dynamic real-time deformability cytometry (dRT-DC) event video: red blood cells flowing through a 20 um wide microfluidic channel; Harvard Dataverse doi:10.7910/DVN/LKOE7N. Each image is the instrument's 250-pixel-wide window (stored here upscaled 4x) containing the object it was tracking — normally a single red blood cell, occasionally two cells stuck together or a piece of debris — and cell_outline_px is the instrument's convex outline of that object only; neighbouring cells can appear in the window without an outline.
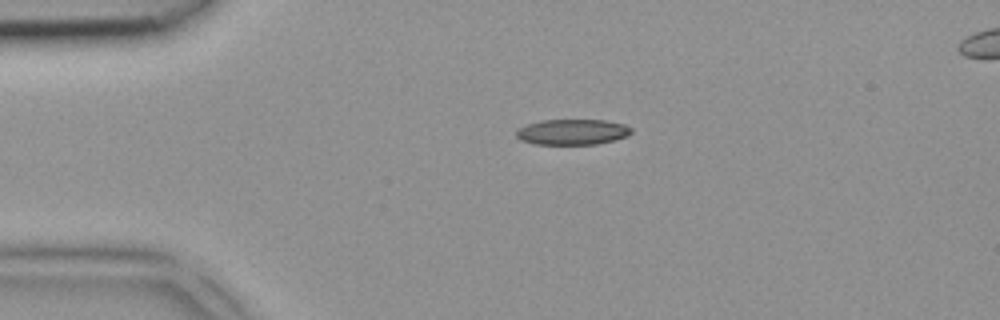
{"species": "common noctule bat (a hibernating species)", "species_latin": "Nyctalus noctula", "temperature_condition": "room temperature", "stored_images_in_passage": 4, "camera_frame_rate_fps": 3000, "um_per_image_px": 0.085, "animal": {"sex": "female", "body_mass_g": 18.4}, "frame": {"image": 1, "passage_image": 4, "time_ms": 1.0, "image_size_px": [1000, 320], "cell_outline_px": [[632, 132], [628, 136], [616, 140], [596, 144], [536, 144], [520, 140], [516, 136], [516, 128], [524, 124], [540, 120], [604, 120], [624, 124], [632, 128]], "centroid_in_image_um": [48.63, 11.21], "position_along_channel_um": 36.4, "area_um2": 17.4}}